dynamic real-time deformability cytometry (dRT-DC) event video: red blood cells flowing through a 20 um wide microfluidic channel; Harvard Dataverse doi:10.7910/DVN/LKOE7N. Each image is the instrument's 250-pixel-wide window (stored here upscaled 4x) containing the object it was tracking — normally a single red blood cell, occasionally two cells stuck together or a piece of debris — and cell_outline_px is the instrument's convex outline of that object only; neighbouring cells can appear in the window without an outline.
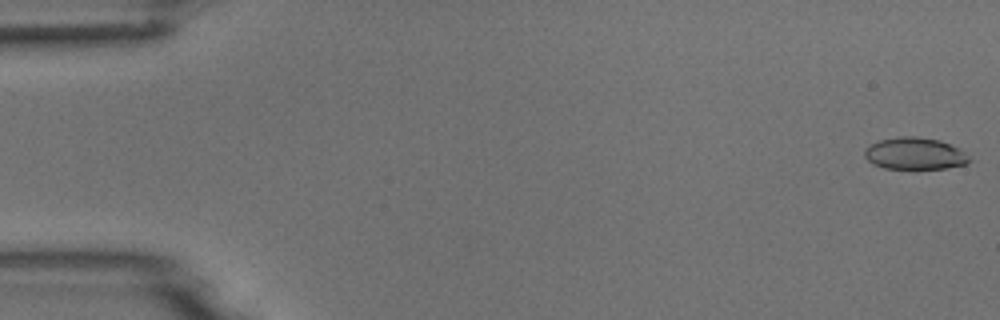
{"species": "common noctule bat (a hibernating species)", "species_latin": "Nyctalus noctula", "temperature_condition": "room temperature", "stored_images_in_passage": 52, "camera_frame_rate_fps": 3000, "um_per_image_px": 0.085, "animal": {"sex": "male", "body_mass_g": 18.8}, "frame": {"image": 1, "passage_image": 1, "time_ms": 0.0, "image_size_px": [1000, 320], "cell_outline_px": [[972, 160], [968, 164], [948, 168], [884, 168], [872, 164], [864, 156], [864, 148], [880, 140], [900, 136], [916, 136], [940, 140], [960, 148]], "centroid_in_image_um": [77.78, 13.05], "position_along_channel_um": 7.2, "area_um2": 19.59}}
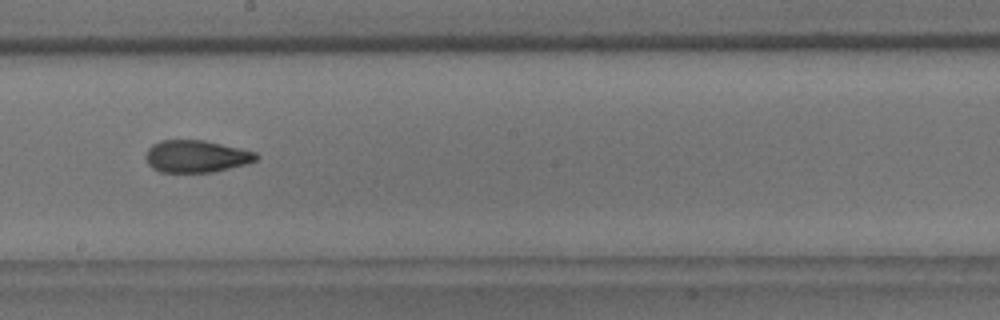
{"frame": {"image": 2, "passage_image": 29, "time_ms": 9.333, "image_size_px": [1000, 320], "cell_outline_px": [[260, 156], [256, 160], [248, 164], [216, 172], [160, 172], [152, 168], [148, 164], [144, 156], [148, 148], [152, 144], [160, 140], [204, 140], [240, 148], [256, 152]], "centroid_in_image_um": [16.69, 13.29], "position_along_channel_um": 231.5, "area_um2": 21.04}}
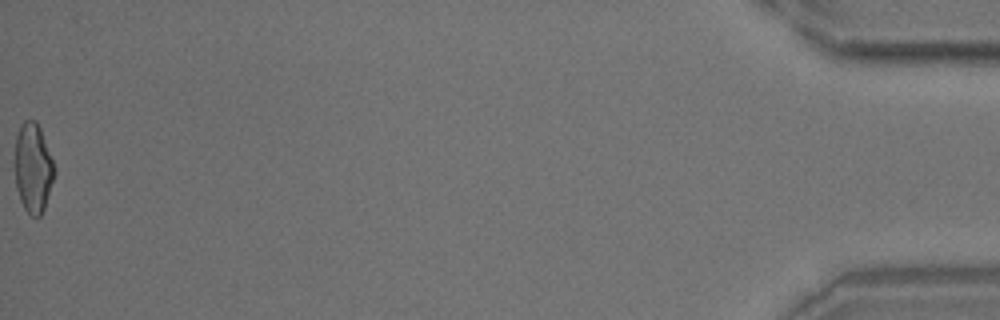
{"frame": {"image": 3, "passage_image": 52, "time_ms": 17.0, "image_size_px": [1000, 320], "cell_outline_px": [[56, 172], [44, 208], [40, 216], [32, 216], [24, 208], [20, 200], [16, 188], [16, 136], [20, 124], [24, 120], [36, 120], [40, 128], [56, 168]], "centroid_in_image_um": [2.83, 14.26], "position_along_channel_um": 432.4, "area_um2": 20.46}}